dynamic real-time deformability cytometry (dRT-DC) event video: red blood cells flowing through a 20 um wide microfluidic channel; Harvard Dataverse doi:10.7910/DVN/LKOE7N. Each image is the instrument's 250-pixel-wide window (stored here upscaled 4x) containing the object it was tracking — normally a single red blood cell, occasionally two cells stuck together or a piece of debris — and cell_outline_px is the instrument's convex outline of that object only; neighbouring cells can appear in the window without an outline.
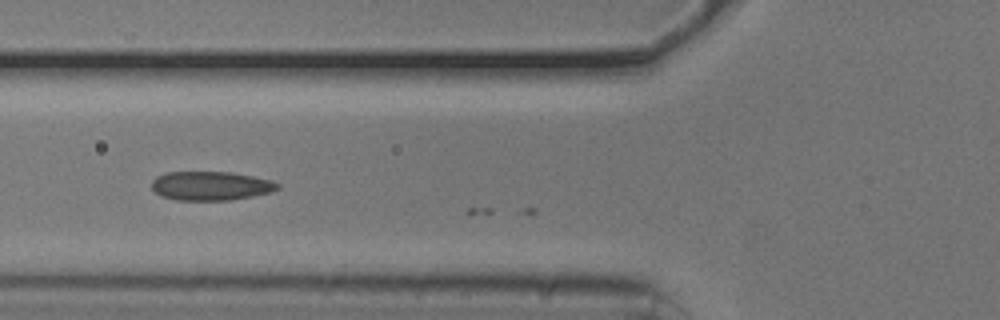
{"species": "common noctule bat (a hibernating species)", "species_latin": "Nyctalus noctula", "temperature_condition": "cold", "stored_images_in_passage": 7, "camera_frame_rate_fps": 3000, "um_per_image_px": 0.085, "animal": {"sex": "male", "body_mass_g": 20.5, "forearm_length_mm": 52.5}, "frame": {"image": 1, "passage_image": 6, "time_ms": 1.667, "image_size_px": [1000, 320], "cell_outline_px": [[280, 188], [268, 192], [252, 196], [232, 200], [176, 200], [160, 196], [152, 188], [152, 180], [156, 176], [164, 172], [232, 172], [272, 180], [280, 184]], "centroid_in_image_um": [17.89, 15.79], "position_along_channel_um": 107.9, "area_um2": 21.33}}